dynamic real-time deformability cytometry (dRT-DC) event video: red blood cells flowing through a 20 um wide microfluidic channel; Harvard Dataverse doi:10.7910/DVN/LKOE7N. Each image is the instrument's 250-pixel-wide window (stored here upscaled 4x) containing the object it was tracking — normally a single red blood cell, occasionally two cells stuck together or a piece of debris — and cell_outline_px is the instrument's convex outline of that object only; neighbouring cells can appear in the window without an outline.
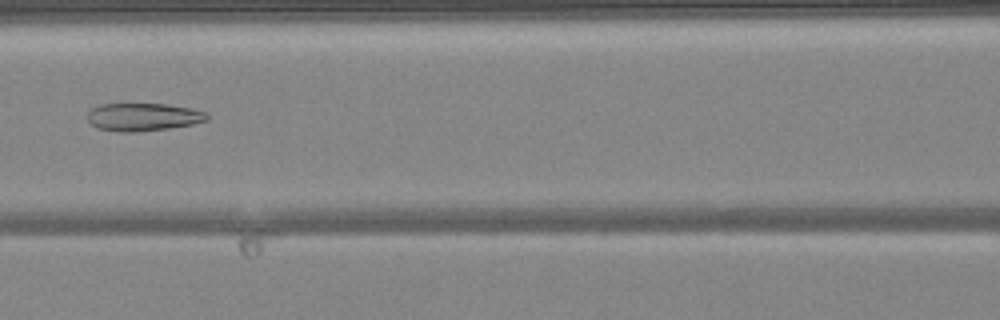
{"species": "common noctule bat (a hibernating species)", "species_latin": "Nyctalus noctula", "temperature_condition": "warm", "stored_images_in_passage": 49, "camera_frame_rate_fps": 3000, "um_per_image_px": 0.085, "animal": {"sex": "female", "body_mass_g": 24.6, "forearm_length_mm": 56.2}, "frame": {"image": 1, "passage_image": 22, "time_ms": 7.0, "image_size_px": [1000, 320], "cell_outline_px": [[208, 120], [192, 124], [168, 128], [136, 132], [120, 132], [96, 128], [88, 120], [88, 112], [92, 108], [100, 104], [164, 104], [192, 108], [208, 112]], "centroid_in_image_um": [12.17, 9.94], "position_along_channel_um": 154.4, "area_um2": 19.42}}
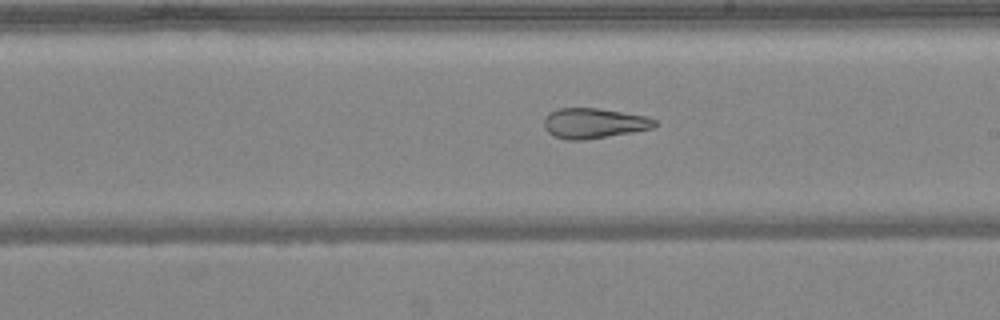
{"frame": {"image": 2, "passage_image": 28, "time_ms": 9.0, "image_size_px": [1000, 320], "cell_outline_px": [[656, 124], [652, 128], [632, 132], [584, 140], [568, 140], [552, 136], [544, 128], [544, 120], [548, 112], [556, 108], [596, 108], [648, 116], [656, 120]], "centroid_in_image_um": [50.44, 10.47], "position_along_channel_um": 238.6, "area_um2": 19.54}}
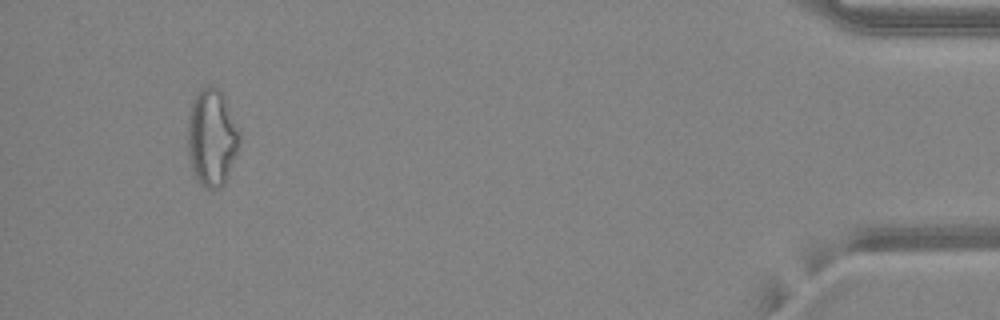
{"frame": {"image": 3, "passage_image": 46, "time_ms": 15.0, "image_size_px": [1000, 320], "cell_outline_px": [[240, 144], [228, 176], [224, 184], [220, 188], [204, 188], [196, 180], [192, 172], [188, 156], [188, 116], [192, 100], [196, 92], [208, 84], [212, 84], [224, 96], [240, 136]], "centroid_in_image_um": [17.98, 11.71], "position_along_channel_um": 417.2, "area_um2": 29.48}, "authors_computed_cell_mechanics": {"area_um2": 25.3164, "velocity_mm_per_s": 4.2123, "shape_relaxation_time_tau1_ms": null, "shape_relaxation_time_tau2_ms": 2.6534, "deformation_change_tau1": null, "deformation_change_tau2": 0.1368}}